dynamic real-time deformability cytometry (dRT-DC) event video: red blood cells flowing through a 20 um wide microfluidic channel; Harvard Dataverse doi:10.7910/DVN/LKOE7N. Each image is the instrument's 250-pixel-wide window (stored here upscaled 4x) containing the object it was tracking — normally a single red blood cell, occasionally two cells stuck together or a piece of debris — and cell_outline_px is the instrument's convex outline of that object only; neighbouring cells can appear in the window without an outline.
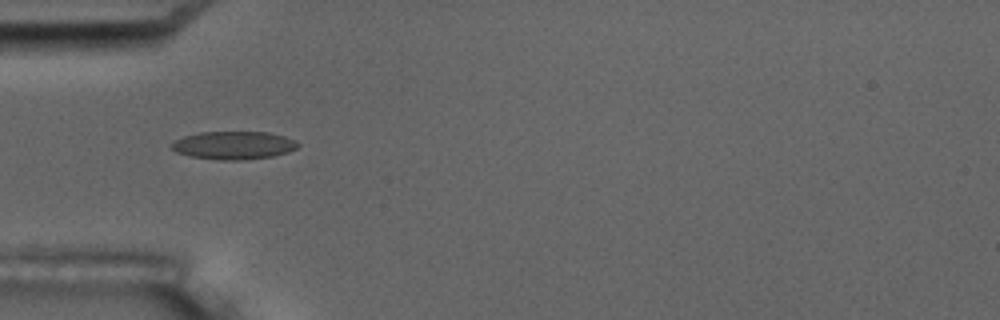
{"species": "common noctule bat (a hibernating species)", "species_latin": "Nyctalus noctula", "temperature_condition": "room temperature", "stored_images_in_passage": 2, "camera_frame_rate_fps": 3000, "um_per_image_px": 0.085, "animal": {"sex": "male", "body_mass_g": 17.5, "forearm_length_mm": 52.3}, "frame": {"image": 1, "passage_image": 1, "time_ms": 0.0, "image_size_px": [1000, 320], "cell_outline_px": [[300, 144], [296, 148], [288, 152], [272, 156], [244, 160], [216, 160], [192, 156], [176, 152], [172, 148], [172, 144], [176, 140], [184, 136], [200, 132], [268, 132], [284, 136], [296, 140]], "centroid_in_image_um": [19.89, 12.35], "position_along_channel_um": 65.1, "area_um2": 20.58}}